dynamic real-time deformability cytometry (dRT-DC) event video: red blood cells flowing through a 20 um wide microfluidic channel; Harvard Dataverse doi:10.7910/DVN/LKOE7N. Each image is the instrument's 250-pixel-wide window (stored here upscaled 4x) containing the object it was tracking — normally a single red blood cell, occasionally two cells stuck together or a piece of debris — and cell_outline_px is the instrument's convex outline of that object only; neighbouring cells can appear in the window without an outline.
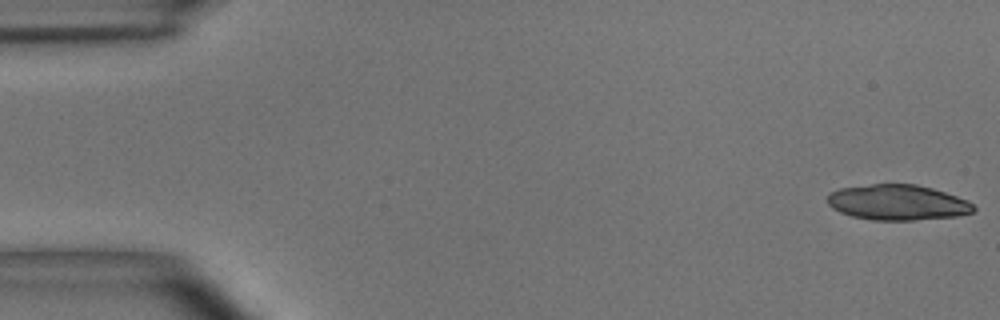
{"species": "common noctule bat (a hibernating species)", "species_latin": "Nyctalus noctula", "temperature_condition": "room temperature", "stored_images_in_passage": 5, "camera_frame_rate_fps": 3000, "um_per_image_px": 0.085, "animal": {"sex": "male", "body_mass_g": 15.6}, "frame": {"image": 1, "passage_image": 1, "time_ms": 0.0, "image_size_px": [1000, 320], "cell_outline_px": [[976, 208], [972, 212], [956, 216], [912, 220], [872, 220], [852, 216], [840, 212], [832, 208], [828, 204], [828, 192], [840, 188], [872, 184], [916, 184], [932, 188], [968, 200]], "centroid_in_image_um": [76.27, 17.2], "position_along_channel_um": 8.7, "area_um2": 30.11}}